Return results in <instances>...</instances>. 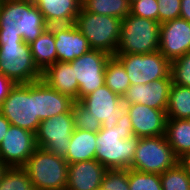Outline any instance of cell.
Returning a JSON list of instances; mask_svg holds the SVG:
<instances>
[{"mask_svg":"<svg viewBox=\"0 0 190 190\" xmlns=\"http://www.w3.org/2000/svg\"><path fill=\"white\" fill-rule=\"evenodd\" d=\"M138 139L126 112L117 125L97 133L95 159L106 169H129L132 165Z\"/></svg>","mask_w":190,"mask_h":190,"instance_id":"obj_1","label":"cell"},{"mask_svg":"<svg viewBox=\"0 0 190 190\" xmlns=\"http://www.w3.org/2000/svg\"><path fill=\"white\" fill-rule=\"evenodd\" d=\"M160 23L129 14L121 20L115 54H148L159 50Z\"/></svg>","mask_w":190,"mask_h":190,"instance_id":"obj_2","label":"cell"},{"mask_svg":"<svg viewBox=\"0 0 190 190\" xmlns=\"http://www.w3.org/2000/svg\"><path fill=\"white\" fill-rule=\"evenodd\" d=\"M23 168L35 190H66L68 163L63 157L37 147Z\"/></svg>","mask_w":190,"mask_h":190,"instance_id":"obj_3","label":"cell"},{"mask_svg":"<svg viewBox=\"0 0 190 190\" xmlns=\"http://www.w3.org/2000/svg\"><path fill=\"white\" fill-rule=\"evenodd\" d=\"M74 25L86 37L91 49L115 55L120 39L121 19L91 13L81 7Z\"/></svg>","mask_w":190,"mask_h":190,"instance_id":"obj_4","label":"cell"},{"mask_svg":"<svg viewBox=\"0 0 190 190\" xmlns=\"http://www.w3.org/2000/svg\"><path fill=\"white\" fill-rule=\"evenodd\" d=\"M0 113L11 125L36 133L41 122L37 117V81L15 84L1 104Z\"/></svg>","mask_w":190,"mask_h":190,"instance_id":"obj_5","label":"cell"},{"mask_svg":"<svg viewBox=\"0 0 190 190\" xmlns=\"http://www.w3.org/2000/svg\"><path fill=\"white\" fill-rule=\"evenodd\" d=\"M180 160L176 157L165 135L138 139L131 169L161 175L175 167Z\"/></svg>","mask_w":190,"mask_h":190,"instance_id":"obj_6","label":"cell"},{"mask_svg":"<svg viewBox=\"0 0 190 190\" xmlns=\"http://www.w3.org/2000/svg\"><path fill=\"white\" fill-rule=\"evenodd\" d=\"M0 74L7 76L15 84H28L42 79L29 44L11 42L0 44Z\"/></svg>","mask_w":190,"mask_h":190,"instance_id":"obj_7","label":"cell"},{"mask_svg":"<svg viewBox=\"0 0 190 190\" xmlns=\"http://www.w3.org/2000/svg\"><path fill=\"white\" fill-rule=\"evenodd\" d=\"M124 66L131 85L171 78L170 61L160 51L148 54H115Z\"/></svg>","mask_w":190,"mask_h":190,"instance_id":"obj_8","label":"cell"},{"mask_svg":"<svg viewBox=\"0 0 190 190\" xmlns=\"http://www.w3.org/2000/svg\"><path fill=\"white\" fill-rule=\"evenodd\" d=\"M75 130L72 108L63 114L42 120L35 133L36 145L57 156L65 157Z\"/></svg>","mask_w":190,"mask_h":190,"instance_id":"obj_9","label":"cell"},{"mask_svg":"<svg viewBox=\"0 0 190 190\" xmlns=\"http://www.w3.org/2000/svg\"><path fill=\"white\" fill-rule=\"evenodd\" d=\"M110 57L104 51L91 49L70 62L79 85L78 101L105 84V69Z\"/></svg>","mask_w":190,"mask_h":190,"instance_id":"obj_10","label":"cell"},{"mask_svg":"<svg viewBox=\"0 0 190 190\" xmlns=\"http://www.w3.org/2000/svg\"><path fill=\"white\" fill-rule=\"evenodd\" d=\"M97 119L104 129H111L127 112L122 97L105 84L79 101Z\"/></svg>","mask_w":190,"mask_h":190,"instance_id":"obj_11","label":"cell"},{"mask_svg":"<svg viewBox=\"0 0 190 190\" xmlns=\"http://www.w3.org/2000/svg\"><path fill=\"white\" fill-rule=\"evenodd\" d=\"M36 148L35 133L10 125L0 145V160L8 167H23Z\"/></svg>","mask_w":190,"mask_h":190,"instance_id":"obj_12","label":"cell"},{"mask_svg":"<svg viewBox=\"0 0 190 190\" xmlns=\"http://www.w3.org/2000/svg\"><path fill=\"white\" fill-rule=\"evenodd\" d=\"M159 51L170 62L190 53V22L177 18L160 24Z\"/></svg>","mask_w":190,"mask_h":190,"instance_id":"obj_13","label":"cell"},{"mask_svg":"<svg viewBox=\"0 0 190 190\" xmlns=\"http://www.w3.org/2000/svg\"><path fill=\"white\" fill-rule=\"evenodd\" d=\"M171 78H162L147 84L131 85L122 96L126 105L143 104L158 110H166Z\"/></svg>","mask_w":190,"mask_h":190,"instance_id":"obj_14","label":"cell"},{"mask_svg":"<svg viewBox=\"0 0 190 190\" xmlns=\"http://www.w3.org/2000/svg\"><path fill=\"white\" fill-rule=\"evenodd\" d=\"M132 126L133 135L137 138L165 135L166 110H158L143 104L126 105Z\"/></svg>","mask_w":190,"mask_h":190,"instance_id":"obj_15","label":"cell"},{"mask_svg":"<svg viewBox=\"0 0 190 190\" xmlns=\"http://www.w3.org/2000/svg\"><path fill=\"white\" fill-rule=\"evenodd\" d=\"M55 36L57 61L71 62L91 50L88 40L73 24L49 26Z\"/></svg>","mask_w":190,"mask_h":190,"instance_id":"obj_16","label":"cell"},{"mask_svg":"<svg viewBox=\"0 0 190 190\" xmlns=\"http://www.w3.org/2000/svg\"><path fill=\"white\" fill-rule=\"evenodd\" d=\"M106 171L96 159L68 164L66 190H99Z\"/></svg>","mask_w":190,"mask_h":190,"instance_id":"obj_17","label":"cell"},{"mask_svg":"<svg viewBox=\"0 0 190 190\" xmlns=\"http://www.w3.org/2000/svg\"><path fill=\"white\" fill-rule=\"evenodd\" d=\"M42 13L47 26L67 25L75 22L82 7L81 0H33Z\"/></svg>","mask_w":190,"mask_h":190,"instance_id":"obj_18","label":"cell"},{"mask_svg":"<svg viewBox=\"0 0 190 190\" xmlns=\"http://www.w3.org/2000/svg\"><path fill=\"white\" fill-rule=\"evenodd\" d=\"M74 100L49 87L43 80L37 81V117L40 121L67 113Z\"/></svg>","mask_w":190,"mask_h":190,"instance_id":"obj_19","label":"cell"},{"mask_svg":"<svg viewBox=\"0 0 190 190\" xmlns=\"http://www.w3.org/2000/svg\"><path fill=\"white\" fill-rule=\"evenodd\" d=\"M49 87L78 101L79 85L70 62L52 64L42 73V79Z\"/></svg>","mask_w":190,"mask_h":190,"instance_id":"obj_20","label":"cell"},{"mask_svg":"<svg viewBox=\"0 0 190 190\" xmlns=\"http://www.w3.org/2000/svg\"><path fill=\"white\" fill-rule=\"evenodd\" d=\"M21 19L16 22L18 31L27 44L38 38L48 27L33 0H21Z\"/></svg>","mask_w":190,"mask_h":190,"instance_id":"obj_21","label":"cell"},{"mask_svg":"<svg viewBox=\"0 0 190 190\" xmlns=\"http://www.w3.org/2000/svg\"><path fill=\"white\" fill-rule=\"evenodd\" d=\"M97 133L75 129L64 159L68 164L95 159Z\"/></svg>","mask_w":190,"mask_h":190,"instance_id":"obj_22","label":"cell"},{"mask_svg":"<svg viewBox=\"0 0 190 190\" xmlns=\"http://www.w3.org/2000/svg\"><path fill=\"white\" fill-rule=\"evenodd\" d=\"M29 46L33 60L42 73L57 62L55 36L49 27H47L38 38L31 42Z\"/></svg>","mask_w":190,"mask_h":190,"instance_id":"obj_23","label":"cell"},{"mask_svg":"<svg viewBox=\"0 0 190 190\" xmlns=\"http://www.w3.org/2000/svg\"><path fill=\"white\" fill-rule=\"evenodd\" d=\"M165 137L179 160L190 155V122L188 120L167 119Z\"/></svg>","mask_w":190,"mask_h":190,"instance_id":"obj_24","label":"cell"},{"mask_svg":"<svg viewBox=\"0 0 190 190\" xmlns=\"http://www.w3.org/2000/svg\"><path fill=\"white\" fill-rule=\"evenodd\" d=\"M166 115L167 119L190 118V87L171 85Z\"/></svg>","mask_w":190,"mask_h":190,"instance_id":"obj_25","label":"cell"},{"mask_svg":"<svg viewBox=\"0 0 190 190\" xmlns=\"http://www.w3.org/2000/svg\"><path fill=\"white\" fill-rule=\"evenodd\" d=\"M82 8L91 13L124 19L130 14L129 0H81Z\"/></svg>","mask_w":190,"mask_h":190,"instance_id":"obj_26","label":"cell"},{"mask_svg":"<svg viewBox=\"0 0 190 190\" xmlns=\"http://www.w3.org/2000/svg\"><path fill=\"white\" fill-rule=\"evenodd\" d=\"M105 85L121 97L131 86L124 66L115 56H111L106 64Z\"/></svg>","mask_w":190,"mask_h":190,"instance_id":"obj_27","label":"cell"},{"mask_svg":"<svg viewBox=\"0 0 190 190\" xmlns=\"http://www.w3.org/2000/svg\"><path fill=\"white\" fill-rule=\"evenodd\" d=\"M0 190H35L23 167H9L0 180Z\"/></svg>","mask_w":190,"mask_h":190,"instance_id":"obj_28","label":"cell"},{"mask_svg":"<svg viewBox=\"0 0 190 190\" xmlns=\"http://www.w3.org/2000/svg\"><path fill=\"white\" fill-rule=\"evenodd\" d=\"M162 190H190V176L179 162L160 175Z\"/></svg>","mask_w":190,"mask_h":190,"instance_id":"obj_29","label":"cell"},{"mask_svg":"<svg viewBox=\"0 0 190 190\" xmlns=\"http://www.w3.org/2000/svg\"><path fill=\"white\" fill-rule=\"evenodd\" d=\"M129 190H162L159 174L128 169Z\"/></svg>","mask_w":190,"mask_h":190,"instance_id":"obj_30","label":"cell"},{"mask_svg":"<svg viewBox=\"0 0 190 190\" xmlns=\"http://www.w3.org/2000/svg\"><path fill=\"white\" fill-rule=\"evenodd\" d=\"M72 113L75 129L86 130L94 133H98L102 129V124L91 116L89 111L79 101H74Z\"/></svg>","mask_w":190,"mask_h":190,"instance_id":"obj_31","label":"cell"},{"mask_svg":"<svg viewBox=\"0 0 190 190\" xmlns=\"http://www.w3.org/2000/svg\"><path fill=\"white\" fill-rule=\"evenodd\" d=\"M170 75L172 84L190 87V53L171 61Z\"/></svg>","mask_w":190,"mask_h":190,"instance_id":"obj_32","label":"cell"},{"mask_svg":"<svg viewBox=\"0 0 190 190\" xmlns=\"http://www.w3.org/2000/svg\"><path fill=\"white\" fill-rule=\"evenodd\" d=\"M99 190H129L128 169H107Z\"/></svg>","mask_w":190,"mask_h":190,"instance_id":"obj_33","label":"cell"},{"mask_svg":"<svg viewBox=\"0 0 190 190\" xmlns=\"http://www.w3.org/2000/svg\"><path fill=\"white\" fill-rule=\"evenodd\" d=\"M160 24L180 18L181 0H157Z\"/></svg>","mask_w":190,"mask_h":190,"instance_id":"obj_34","label":"cell"},{"mask_svg":"<svg viewBox=\"0 0 190 190\" xmlns=\"http://www.w3.org/2000/svg\"><path fill=\"white\" fill-rule=\"evenodd\" d=\"M130 14L158 22L157 0H137L131 4Z\"/></svg>","mask_w":190,"mask_h":190,"instance_id":"obj_35","label":"cell"},{"mask_svg":"<svg viewBox=\"0 0 190 190\" xmlns=\"http://www.w3.org/2000/svg\"><path fill=\"white\" fill-rule=\"evenodd\" d=\"M21 0L0 2V22H13L21 19Z\"/></svg>","mask_w":190,"mask_h":190,"instance_id":"obj_36","label":"cell"},{"mask_svg":"<svg viewBox=\"0 0 190 190\" xmlns=\"http://www.w3.org/2000/svg\"><path fill=\"white\" fill-rule=\"evenodd\" d=\"M11 42H24L16 26V21L0 22V44Z\"/></svg>","mask_w":190,"mask_h":190,"instance_id":"obj_37","label":"cell"},{"mask_svg":"<svg viewBox=\"0 0 190 190\" xmlns=\"http://www.w3.org/2000/svg\"><path fill=\"white\" fill-rule=\"evenodd\" d=\"M15 86V83L5 75L0 74V106L8 97L10 90Z\"/></svg>","mask_w":190,"mask_h":190,"instance_id":"obj_38","label":"cell"},{"mask_svg":"<svg viewBox=\"0 0 190 190\" xmlns=\"http://www.w3.org/2000/svg\"><path fill=\"white\" fill-rule=\"evenodd\" d=\"M180 18L190 22V0H181Z\"/></svg>","mask_w":190,"mask_h":190,"instance_id":"obj_39","label":"cell"},{"mask_svg":"<svg viewBox=\"0 0 190 190\" xmlns=\"http://www.w3.org/2000/svg\"><path fill=\"white\" fill-rule=\"evenodd\" d=\"M10 125V122L5 118V116L0 113V145L7 134V130Z\"/></svg>","mask_w":190,"mask_h":190,"instance_id":"obj_40","label":"cell"},{"mask_svg":"<svg viewBox=\"0 0 190 190\" xmlns=\"http://www.w3.org/2000/svg\"><path fill=\"white\" fill-rule=\"evenodd\" d=\"M181 165L186 169L190 176V155H186L180 160Z\"/></svg>","mask_w":190,"mask_h":190,"instance_id":"obj_41","label":"cell"},{"mask_svg":"<svg viewBox=\"0 0 190 190\" xmlns=\"http://www.w3.org/2000/svg\"><path fill=\"white\" fill-rule=\"evenodd\" d=\"M9 167L0 160V180Z\"/></svg>","mask_w":190,"mask_h":190,"instance_id":"obj_42","label":"cell"},{"mask_svg":"<svg viewBox=\"0 0 190 190\" xmlns=\"http://www.w3.org/2000/svg\"><path fill=\"white\" fill-rule=\"evenodd\" d=\"M130 1V4H132L133 2L137 1V0H129Z\"/></svg>","mask_w":190,"mask_h":190,"instance_id":"obj_43","label":"cell"}]
</instances>
